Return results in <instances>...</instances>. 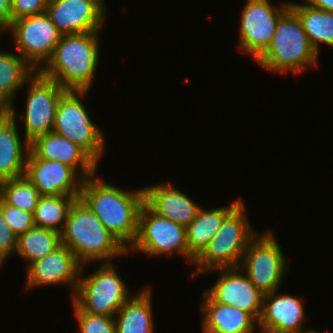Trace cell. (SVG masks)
<instances>
[{
    "label": "cell",
    "mask_w": 333,
    "mask_h": 333,
    "mask_svg": "<svg viewBox=\"0 0 333 333\" xmlns=\"http://www.w3.org/2000/svg\"><path fill=\"white\" fill-rule=\"evenodd\" d=\"M79 199L128 250L137 237L144 188L124 191L93 175L83 180Z\"/></svg>",
    "instance_id": "obj_1"
},
{
    "label": "cell",
    "mask_w": 333,
    "mask_h": 333,
    "mask_svg": "<svg viewBox=\"0 0 333 333\" xmlns=\"http://www.w3.org/2000/svg\"><path fill=\"white\" fill-rule=\"evenodd\" d=\"M98 34L99 31L62 35L38 72L66 90L89 91L99 62Z\"/></svg>",
    "instance_id": "obj_2"
},
{
    "label": "cell",
    "mask_w": 333,
    "mask_h": 333,
    "mask_svg": "<svg viewBox=\"0 0 333 333\" xmlns=\"http://www.w3.org/2000/svg\"><path fill=\"white\" fill-rule=\"evenodd\" d=\"M61 244L69 248L78 262L105 261L127 254L128 250L109 232L79 198L68 212L63 230L60 232Z\"/></svg>",
    "instance_id": "obj_3"
},
{
    "label": "cell",
    "mask_w": 333,
    "mask_h": 333,
    "mask_svg": "<svg viewBox=\"0 0 333 333\" xmlns=\"http://www.w3.org/2000/svg\"><path fill=\"white\" fill-rule=\"evenodd\" d=\"M317 52L312 48L298 15L289 7L278 21L270 45L255 60L272 73H301L316 66Z\"/></svg>",
    "instance_id": "obj_4"
},
{
    "label": "cell",
    "mask_w": 333,
    "mask_h": 333,
    "mask_svg": "<svg viewBox=\"0 0 333 333\" xmlns=\"http://www.w3.org/2000/svg\"><path fill=\"white\" fill-rule=\"evenodd\" d=\"M258 234L247 220L241 201L223 220L222 225L203 251L194 259L192 276L219 268L240 267L250 241ZM195 272V273H194Z\"/></svg>",
    "instance_id": "obj_5"
},
{
    "label": "cell",
    "mask_w": 333,
    "mask_h": 333,
    "mask_svg": "<svg viewBox=\"0 0 333 333\" xmlns=\"http://www.w3.org/2000/svg\"><path fill=\"white\" fill-rule=\"evenodd\" d=\"M80 277L72 302L83 312L114 317L130 298L126 284L111 262H104L94 273Z\"/></svg>",
    "instance_id": "obj_6"
},
{
    "label": "cell",
    "mask_w": 333,
    "mask_h": 333,
    "mask_svg": "<svg viewBox=\"0 0 333 333\" xmlns=\"http://www.w3.org/2000/svg\"><path fill=\"white\" fill-rule=\"evenodd\" d=\"M87 92L68 90L60 98L52 132L79 145L99 163L105 149V138L80 100Z\"/></svg>",
    "instance_id": "obj_7"
},
{
    "label": "cell",
    "mask_w": 333,
    "mask_h": 333,
    "mask_svg": "<svg viewBox=\"0 0 333 333\" xmlns=\"http://www.w3.org/2000/svg\"><path fill=\"white\" fill-rule=\"evenodd\" d=\"M272 233L257 234L250 241L239 267L263 295L278 291L288 269L283 250Z\"/></svg>",
    "instance_id": "obj_8"
},
{
    "label": "cell",
    "mask_w": 333,
    "mask_h": 333,
    "mask_svg": "<svg viewBox=\"0 0 333 333\" xmlns=\"http://www.w3.org/2000/svg\"><path fill=\"white\" fill-rule=\"evenodd\" d=\"M133 249L151 257L176 252L189 263L186 227L158 215L146 203L139 213L137 237L128 251Z\"/></svg>",
    "instance_id": "obj_9"
},
{
    "label": "cell",
    "mask_w": 333,
    "mask_h": 333,
    "mask_svg": "<svg viewBox=\"0 0 333 333\" xmlns=\"http://www.w3.org/2000/svg\"><path fill=\"white\" fill-rule=\"evenodd\" d=\"M7 29L18 54L36 71L50 59L62 36L46 12L12 21Z\"/></svg>",
    "instance_id": "obj_10"
},
{
    "label": "cell",
    "mask_w": 333,
    "mask_h": 333,
    "mask_svg": "<svg viewBox=\"0 0 333 333\" xmlns=\"http://www.w3.org/2000/svg\"><path fill=\"white\" fill-rule=\"evenodd\" d=\"M29 86L26 98L24 119V142L52 132L57 105L60 98L68 91L56 81L42 76L38 71L26 82Z\"/></svg>",
    "instance_id": "obj_11"
},
{
    "label": "cell",
    "mask_w": 333,
    "mask_h": 333,
    "mask_svg": "<svg viewBox=\"0 0 333 333\" xmlns=\"http://www.w3.org/2000/svg\"><path fill=\"white\" fill-rule=\"evenodd\" d=\"M290 3L280 7L269 0H248L241 10L239 26V48L241 52L256 60L270 45L282 14Z\"/></svg>",
    "instance_id": "obj_12"
},
{
    "label": "cell",
    "mask_w": 333,
    "mask_h": 333,
    "mask_svg": "<svg viewBox=\"0 0 333 333\" xmlns=\"http://www.w3.org/2000/svg\"><path fill=\"white\" fill-rule=\"evenodd\" d=\"M104 0H48L46 13L62 35L100 31Z\"/></svg>",
    "instance_id": "obj_13"
},
{
    "label": "cell",
    "mask_w": 333,
    "mask_h": 333,
    "mask_svg": "<svg viewBox=\"0 0 333 333\" xmlns=\"http://www.w3.org/2000/svg\"><path fill=\"white\" fill-rule=\"evenodd\" d=\"M220 276L206 294L215 302L234 306L248 312L257 322L262 313L263 294L249 280L239 267L209 270ZM241 271V272H239Z\"/></svg>",
    "instance_id": "obj_14"
},
{
    "label": "cell",
    "mask_w": 333,
    "mask_h": 333,
    "mask_svg": "<svg viewBox=\"0 0 333 333\" xmlns=\"http://www.w3.org/2000/svg\"><path fill=\"white\" fill-rule=\"evenodd\" d=\"M24 175L41 196L66 195L80 198L84 179L72 167L61 162L36 158L29 151Z\"/></svg>",
    "instance_id": "obj_15"
},
{
    "label": "cell",
    "mask_w": 333,
    "mask_h": 333,
    "mask_svg": "<svg viewBox=\"0 0 333 333\" xmlns=\"http://www.w3.org/2000/svg\"><path fill=\"white\" fill-rule=\"evenodd\" d=\"M27 267L26 288L64 283L68 284L74 293L83 268L74 253L62 244L46 257Z\"/></svg>",
    "instance_id": "obj_16"
},
{
    "label": "cell",
    "mask_w": 333,
    "mask_h": 333,
    "mask_svg": "<svg viewBox=\"0 0 333 333\" xmlns=\"http://www.w3.org/2000/svg\"><path fill=\"white\" fill-rule=\"evenodd\" d=\"M277 293L275 291L263 296L262 313L257 328L261 333L302 332L305 319L303 301L290 294Z\"/></svg>",
    "instance_id": "obj_17"
},
{
    "label": "cell",
    "mask_w": 333,
    "mask_h": 333,
    "mask_svg": "<svg viewBox=\"0 0 333 333\" xmlns=\"http://www.w3.org/2000/svg\"><path fill=\"white\" fill-rule=\"evenodd\" d=\"M29 151L36 158L58 161L81 171L83 179L97 172L98 163L84 149L54 132L34 139L29 143Z\"/></svg>",
    "instance_id": "obj_18"
},
{
    "label": "cell",
    "mask_w": 333,
    "mask_h": 333,
    "mask_svg": "<svg viewBox=\"0 0 333 333\" xmlns=\"http://www.w3.org/2000/svg\"><path fill=\"white\" fill-rule=\"evenodd\" d=\"M144 188L145 203L158 215L187 227L197 216L200 206L170 183Z\"/></svg>",
    "instance_id": "obj_19"
},
{
    "label": "cell",
    "mask_w": 333,
    "mask_h": 333,
    "mask_svg": "<svg viewBox=\"0 0 333 333\" xmlns=\"http://www.w3.org/2000/svg\"><path fill=\"white\" fill-rule=\"evenodd\" d=\"M14 110L12 107L0 116V182L21 177L25 173L29 144L21 142Z\"/></svg>",
    "instance_id": "obj_20"
},
{
    "label": "cell",
    "mask_w": 333,
    "mask_h": 333,
    "mask_svg": "<svg viewBox=\"0 0 333 333\" xmlns=\"http://www.w3.org/2000/svg\"><path fill=\"white\" fill-rule=\"evenodd\" d=\"M202 298L203 333H254L258 322L248 312L215 302L205 292Z\"/></svg>",
    "instance_id": "obj_21"
},
{
    "label": "cell",
    "mask_w": 333,
    "mask_h": 333,
    "mask_svg": "<svg viewBox=\"0 0 333 333\" xmlns=\"http://www.w3.org/2000/svg\"><path fill=\"white\" fill-rule=\"evenodd\" d=\"M241 201V198H238L235 202L230 203L229 206L212 210L200 208L195 219L186 227V241L189 250V262L191 264L218 232L224 218Z\"/></svg>",
    "instance_id": "obj_22"
},
{
    "label": "cell",
    "mask_w": 333,
    "mask_h": 333,
    "mask_svg": "<svg viewBox=\"0 0 333 333\" xmlns=\"http://www.w3.org/2000/svg\"><path fill=\"white\" fill-rule=\"evenodd\" d=\"M151 296L149 287L130 296L114 316L116 333H154Z\"/></svg>",
    "instance_id": "obj_23"
},
{
    "label": "cell",
    "mask_w": 333,
    "mask_h": 333,
    "mask_svg": "<svg viewBox=\"0 0 333 333\" xmlns=\"http://www.w3.org/2000/svg\"><path fill=\"white\" fill-rule=\"evenodd\" d=\"M36 72L19 54L0 51V109L9 111L14 106L15 92Z\"/></svg>",
    "instance_id": "obj_24"
},
{
    "label": "cell",
    "mask_w": 333,
    "mask_h": 333,
    "mask_svg": "<svg viewBox=\"0 0 333 333\" xmlns=\"http://www.w3.org/2000/svg\"><path fill=\"white\" fill-rule=\"evenodd\" d=\"M304 3V4H303ZM302 4L290 2V8L298 15L310 45L319 55L321 43L333 47V13Z\"/></svg>",
    "instance_id": "obj_25"
},
{
    "label": "cell",
    "mask_w": 333,
    "mask_h": 333,
    "mask_svg": "<svg viewBox=\"0 0 333 333\" xmlns=\"http://www.w3.org/2000/svg\"><path fill=\"white\" fill-rule=\"evenodd\" d=\"M60 245L59 232L48 228L34 227L18 237L15 253L19 254L20 258L26 259L29 266L36 260L52 253Z\"/></svg>",
    "instance_id": "obj_26"
},
{
    "label": "cell",
    "mask_w": 333,
    "mask_h": 333,
    "mask_svg": "<svg viewBox=\"0 0 333 333\" xmlns=\"http://www.w3.org/2000/svg\"><path fill=\"white\" fill-rule=\"evenodd\" d=\"M75 196H40L33 213L35 227L61 232Z\"/></svg>",
    "instance_id": "obj_27"
},
{
    "label": "cell",
    "mask_w": 333,
    "mask_h": 333,
    "mask_svg": "<svg viewBox=\"0 0 333 333\" xmlns=\"http://www.w3.org/2000/svg\"><path fill=\"white\" fill-rule=\"evenodd\" d=\"M40 196L25 175L0 182V197L7 204L26 212L34 213Z\"/></svg>",
    "instance_id": "obj_28"
},
{
    "label": "cell",
    "mask_w": 333,
    "mask_h": 333,
    "mask_svg": "<svg viewBox=\"0 0 333 333\" xmlns=\"http://www.w3.org/2000/svg\"><path fill=\"white\" fill-rule=\"evenodd\" d=\"M73 306L80 333H116L114 317L93 315L81 311L74 303Z\"/></svg>",
    "instance_id": "obj_29"
},
{
    "label": "cell",
    "mask_w": 333,
    "mask_h": 333,
    "mask_svg": "<svg viewBox=\"0 0 333 333\" xmlns=\"http://www.w3.org/2000/svg\"><path fill=\"white\" fill-rule=\"evenodd\" d=\"M0 207L4 220L12 231L19 237L28 230L35 227L33 213L26 212L20 208L7 204L0 197Z\"/></svg>",
    "instance_id": "obj_30"
},
{
    "label": "cell",
    "mask_w": 333,
    "mask_h": 333,
    "mask_svg": "<svg viewBox=\"0 0 333 333\" xmlns=\"http://www.w3.org/2000/svg\"><path fill=\"white\" fill-rule=\"evenodd\" d=\"M48 0H11L12 21L46 12Z\"/></svg>",
    "instance_id": "obj_31"
},
{
    "label": "cell",
    "mask_w": 333,
    "mask_h": 333,
    "mask_svg": "<svg viewBox=\"0 0 333 333\" xmlns=\"http://www.w3.org/2000/svg\"><path fill=\"white\" fill-rule=\"evenodd\" d=\"M17 235L4 220L0 207V265L11 255H15L17 248Z\"/></svg>",
    "instance_id": "obj_32"
},
{
    "label": "cell",
    "mask_w": 333,
    "mask_h": 333,
    "mask_svg": "<svg viewBox=\"0 0 333 333\" xmlns=\"http://www.w3.org/2000/svg\"><path fill=\"white\" fill-rule=\"evenodd\" d=\"M11 0H0V28L6 31L12 22Z\"/></svg>",
    "instance_id": "obj_33"
},
{
    "label": "cell",
    "mask_w": 333,
    "mask_h": 333,
    "mask_svg": "<svg viewBox=\"0 0 333 333\" xmlns=\"http://www.w3.org/2000/svg\"><path fill=\"white\" fill-rule=\"evenodd\" d=\"M312 7L333 13V0H304Z\"/></svg>",
    "instance_id": "obj_34"
},
{
    "label": "cell",
    "mask_w": 333,
    "mask_h": 333,
    "mask_svg": "<svg viewBox=\"0 0 333 333\" xmlns=\"http://www.w3.org/2000/svg\"><path fill=\"white\" fill-rule=\"evenodd\" d=\"M298 333H321V332H319V331H315V330H313V329H312V330L309 329V330H306V331L303 329L302 332H298Z\"/></svg>",
    "instance_id": "obj_35"
},
{
    "label": "cell",
    "mask_w": 333,
    "mask_h": 333,
    "mask_svg": "<svg viewBox=\"0 0 333 333\" xmlns=\"http://www.w3.org/2000/svg\"><path fill=\"white\" fill-rule=\"evenodd\" d=\"M5 111L0 109V116L4 113Z\"/></svg>",
    "instance_id": "obj_36"
}]
</instances>
